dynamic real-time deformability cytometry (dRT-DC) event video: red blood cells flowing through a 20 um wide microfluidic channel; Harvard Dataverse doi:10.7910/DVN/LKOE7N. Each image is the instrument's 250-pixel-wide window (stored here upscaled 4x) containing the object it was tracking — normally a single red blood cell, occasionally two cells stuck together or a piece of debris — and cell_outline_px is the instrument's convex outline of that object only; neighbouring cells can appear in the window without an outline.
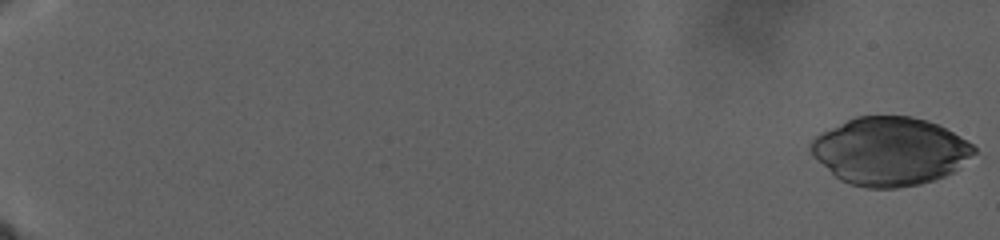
{"species": "human", "species_latin": "Homo sapiens", "temperature_condition": "warm", "stored_images_in_passage": 120, "camera_frame_rate_fps": 3000, "um_per_image_px": 0.085, "donor": {"sex": "male"}, "frame": {"image": 1, "passage_image": 1, "time_ms": 0.0, "image_size_px": [1000, 240], "cell_outline_px": [[976, 152], [952, 172], [944, 176], [920, 184], [896, 188], [864, 188], [840, 180], [816, 160], [812, 156], [808, 148], [808, 144], [820, 132], [856, 116], [912, 116], [928, 120], [952, 132], [972, 144], [976, 148]], "centroid_in_image_um": [75.6, 12.85], "position_along_channel_um": 9.4, "area_um2": 64.62}}
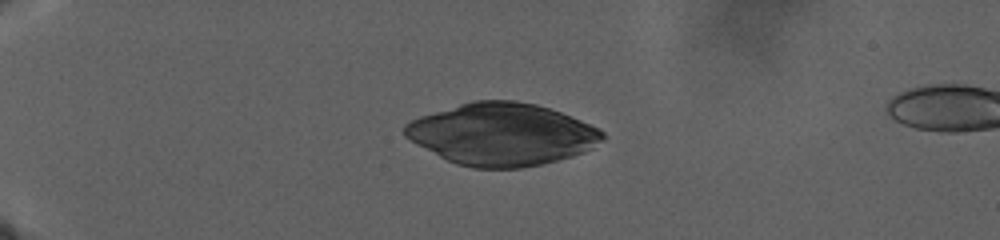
{"frame": {"image": 2, "passage_image": 29, "time_ms": 11.333, "image_size_px": [1000, 240], "cell_outline_px": [[604, 140], [592, 148], [584, 152], [572, 156], [540, 164], [520, 168], [472, 168], [456, 164], [416, 144], [404, 136], [404, 124], [420, 116], [472, 100], [516, 100], [536, 104], [560, 112], [600, 128], [604, 132]], "centroid_in_image_um": [42.67, 11.41], "position_along_channel_um": 42.3, "area_um2": 71.44}}